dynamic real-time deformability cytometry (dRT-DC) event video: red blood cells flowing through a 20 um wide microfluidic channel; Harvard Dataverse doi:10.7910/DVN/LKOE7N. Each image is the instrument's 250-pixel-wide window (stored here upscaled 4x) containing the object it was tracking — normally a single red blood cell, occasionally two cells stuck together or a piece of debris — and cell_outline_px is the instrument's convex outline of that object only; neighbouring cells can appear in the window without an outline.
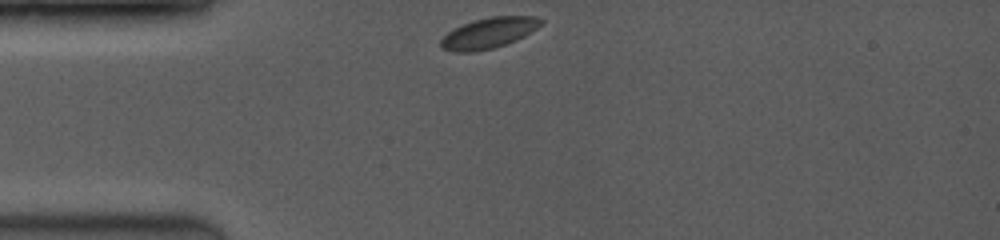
{"species": "common noctule bat (a hibernating species)", "species_latin": "Nyctalus noctula", "temperature_condition": "room temperature", "stored_images_in_passage": 47, "camera_frame_rate_fps": 3500, "um_per_image_px": 0.085, "animal": {"sex": "female", "body_mass_g": 19.0, "forearm_length_mm": 53.3}, "frame": {"image": 1, "passage_image": 1, "time_ms": 0.0, "image_size_px": [1000, 240], "cell_outline_px": [[544, 24], [524, 36], [516, 40], [492, 48], [472, 52], [456, 52], [440, 48], [440, 40], [448, 32], [464, 24], [476, 20], [492, 16], [536, 16], [544, 20]], "centroid_in_image_um": [41.58, 2.8], "position_along_channel_um": 43.4, "area_um2": 17.74}}
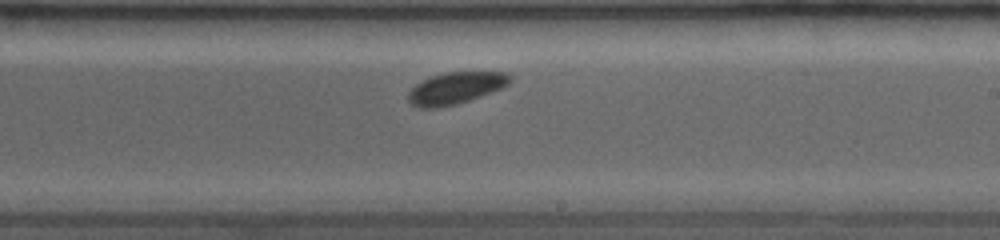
{"frame": {"image": 2, "passage_image": 26, "time_ms": 5.714, "image_size_px": [1000, 240], "cell_outline_px": [[512, 80], [508, 84], [500, 88], [468, 100], [456, 104], [440, 108], [424, 108], [412, 104], [408, 100], [408, 92], [416, 84], [432, 76], [444, 72], [508, 72], [512, 76]], "centroid_in_image_um": [38.73, 7.48], "position_along_channel_um": 250.3, "area_um2": 18.61}}
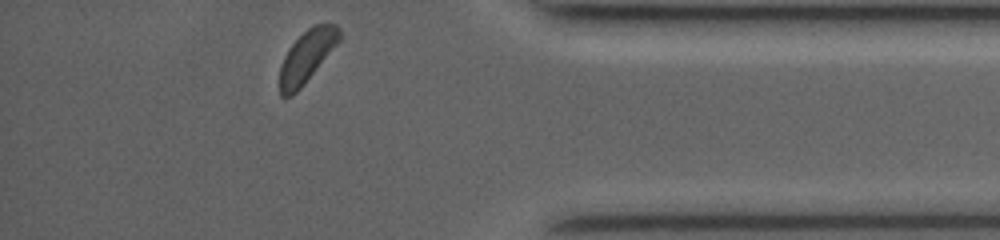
{"frame": {"image": 3, "passage_image": 46, "time_ms": 10.0, "image_size_px": [1000, 240], "cell_outline_px": [[340, 40], [300, 88], [292, 96], [280, 96], [280, 64], [284, 56], [292, 44], [308, 28], [316, 24], [336, 24], [340, 28]], "centroid_in_image_um": [26.07, 4.78], "position_along_channel_um": 409.1, "area_um2": 17.63}, "authors_computed_cell_mechanics": {"area_um2": 18.6116, "velocity_mm_per_s": 3.9996, "shape_relaxation_time_tau1_ms": 10.5266, "shape_relaxation_time_tau2_ms": null, "deformation_change_tau1": 0.2054, "deformation_change_tau2": null}}